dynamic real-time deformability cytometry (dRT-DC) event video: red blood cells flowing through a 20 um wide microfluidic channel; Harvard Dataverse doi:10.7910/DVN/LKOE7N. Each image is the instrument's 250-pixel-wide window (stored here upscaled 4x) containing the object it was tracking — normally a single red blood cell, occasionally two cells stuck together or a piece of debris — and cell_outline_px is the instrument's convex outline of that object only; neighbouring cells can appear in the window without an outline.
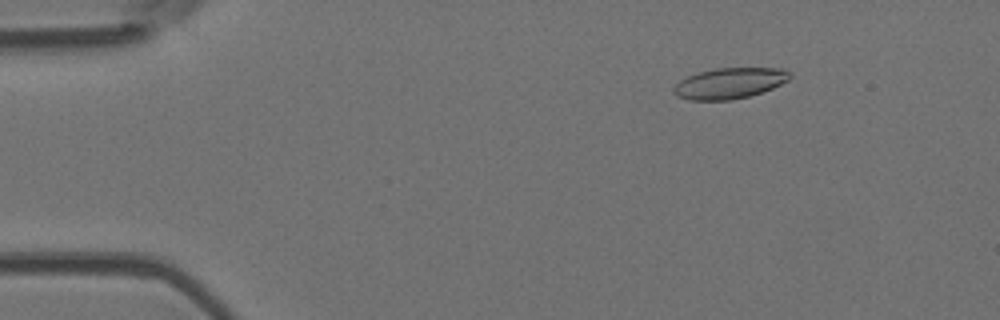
{"species": "Egyptian fruit bat (a non-hibernating species)", "species_latin": "Rousettus aegyptiacus", "temperature_condition": "room temperature", "stored_images_in_passage": 6, "camera_frame_rate_fps": 3000, "um_per_image_px": 0.085, "animal": {"sex": "female"}, "frame": {"image": 1, "passage_image": 3, "time_ms": 2.0, "image_size_px": [1000, 320], "cell_outline_px": [[792, 76], [788, 80], [772, 88], [748, 96], [732, 100], [688, 100], [676, 96], [672, 92], [672, 88], [680, 80], [688, 76], [712, 68], [784, 68], [792, 72]], "centroid_in_image_um": [62.0, 7.07], "position_along_channel_um": 23.0, "area_um2": 20.98}}